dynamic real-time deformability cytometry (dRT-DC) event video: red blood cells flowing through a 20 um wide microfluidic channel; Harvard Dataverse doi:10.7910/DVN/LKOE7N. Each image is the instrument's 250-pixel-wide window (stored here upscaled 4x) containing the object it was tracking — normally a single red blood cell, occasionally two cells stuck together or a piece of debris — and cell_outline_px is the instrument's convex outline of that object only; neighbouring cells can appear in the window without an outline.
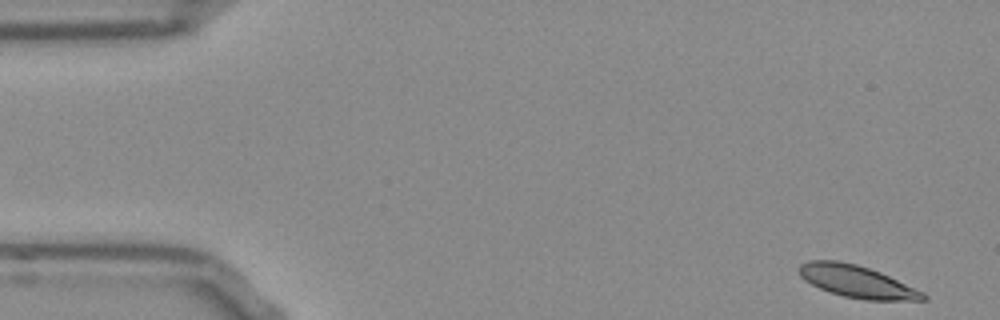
{"species": "Egyptian fruit bat (a non-hibernating species)", "species_latin": "Rousettus aegyptiacus", "temperature_condition": "room temperature", "stored_images_in_passage": 51, "camera_frame_rate_fps": 3000, "um_per_image_px": 0.085, "frame": {"image": 1, "passage_image": 1, "time_ms": 0.0, "image_size_px": [1000, 320], "cell_outline_px": [[928, 300], [864, 300], [844, 296], [828, 292], [804, 280], [800, 276], [796, 268], [800, 264], [808, 260], [836, 260], [856, 264], [880, 272], [924, 292], [928, 296]], "centroid_in_image_um": [72.81, 23.93], "position_along_channel_um": 12.2, "area_um2": 23.35}}
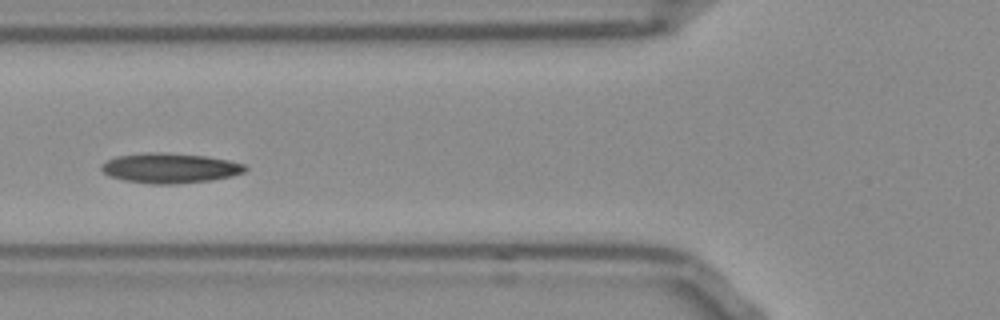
{"frame": {"image": 2, "passage_image": 18, "time_ms": 5.667, "image_size_px": [1000, 320], "cell_outline_px": [[248, 168], [244, 172], [232, 176], [212, 180], [172, 184], [152, 184], [124, 180], [108, 176], [100, 168], [100, 164], [116, 156], [144, 152], [160, 152], [204, 156], [228, 160], [244, 164]], "centroid_in_image_um": [14.42, 14.28], "position_along_channel_um": 111.4, "area_um2": 25.14}}
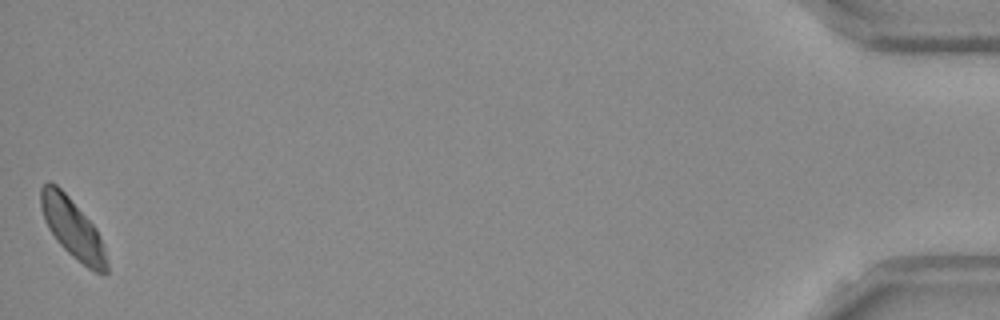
{"frame": {"image": 3, "passage_image": 51, "time_ms": 16.667, "image_size_px": [1000, 320], "cell_outline_px": [[108, 272], [104, 276], [88, 268], [72, 256], [56, 240], [48, 228], [44, 220], [40, 208], [40, 188], [48, 180], [56, 184], [68, 196], [96, 228], [108, 264]], "centroid_in_image_um": [6.13, 19.4], "position_along_channel_um": 429.1, "area_um2": 22.66}, "authors_computed_cell_mechanics": {"area_um2": 23.5246, "velocity_mm_per_s": 3.7974, "shape_relaxation_time_tau1_ms": 4.279, "shape_relaxation_time_tau2_ms": null, "deformation_change_tau1": 0.0993, "deformation_change_tau2": null}}